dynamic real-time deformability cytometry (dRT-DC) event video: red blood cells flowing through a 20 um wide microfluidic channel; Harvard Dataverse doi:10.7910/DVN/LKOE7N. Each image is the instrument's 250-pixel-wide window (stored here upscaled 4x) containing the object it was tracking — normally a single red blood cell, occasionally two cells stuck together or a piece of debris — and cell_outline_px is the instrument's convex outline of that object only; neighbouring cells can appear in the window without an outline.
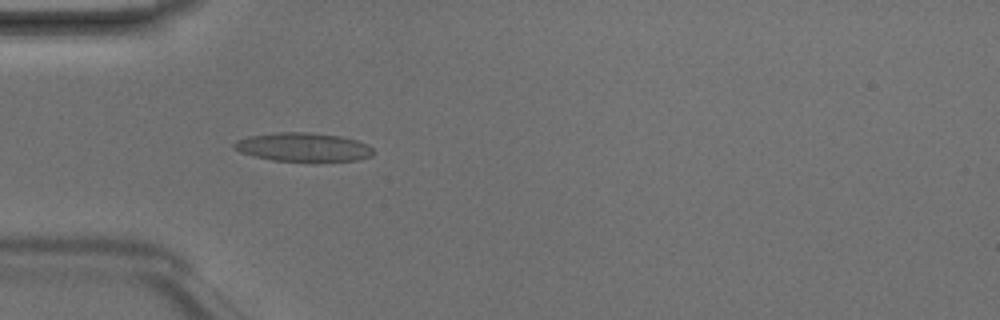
{"species": "Egyptian fruit bat (a non-hibernating species)", "species_latin": "Rousettus aegyptiacus", "temperature_condition": "room temperature", "stored_images_in_passage": 5, "camera_frame_rate_fps": 3000, "um_per_image_px": 0.085, "animal": {"sex": "male"}, "frame": {"image": 1, "passage_image": 5, "time_ms": 1.333, "image_size_px": [1000, 320], "cell_outline_px": [[376, 152], [372, 156], [356, 160], [272, 160], [240, 152], [232, 148], [232, 144], [236, 140], [248, 136], [280, 132], [308, 132], [340, 136], [356, 140], [368, 144]], "centroid_in_image_um": [25.76, 12.48], "position_along_channel_um": 59.2, "area_um2": 23.0}}